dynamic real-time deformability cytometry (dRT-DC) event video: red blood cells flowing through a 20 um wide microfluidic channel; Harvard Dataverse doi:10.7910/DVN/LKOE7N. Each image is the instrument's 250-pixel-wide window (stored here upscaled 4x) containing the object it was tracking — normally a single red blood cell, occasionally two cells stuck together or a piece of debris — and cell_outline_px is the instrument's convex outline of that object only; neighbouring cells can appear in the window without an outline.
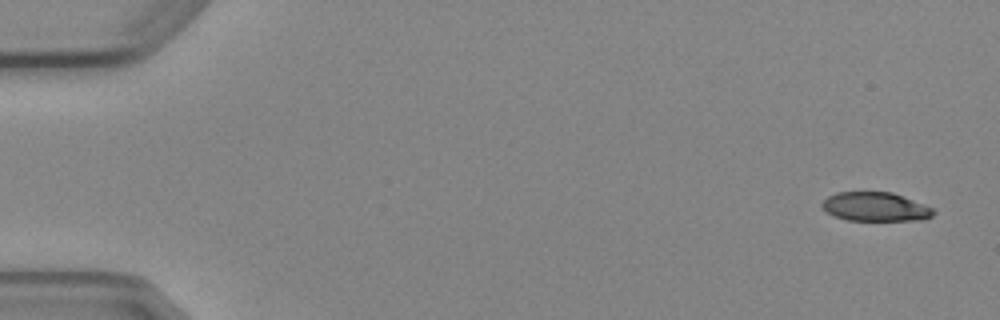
{"species": "Egyptian fruit bat (a non-hibernating species)", "species_latin": "Rousettus aegyptiacus", "temperature_condition": "cold", "stored_images_in_passage": 5, "camera_frame_rate_fps": 3000, "um_per_image_px": 0.085, "animal": {"sex": "female"}, "frame": {"image": 1, "passage_image": 1, "time_ms": 0.0, "image_size_px": [1000, 320], "cell_outline_px": [[936, 212], [932, 216], [924, 220], [848, 220], [836, 216], [828, 212], [820, 204], [828, 196], [836, 192], [892, 192], [932, 208]], "centroid_in_image_um": [74.41, 17.57], "position_along_channel_um": 10.6, "area_um2": 18.55}}
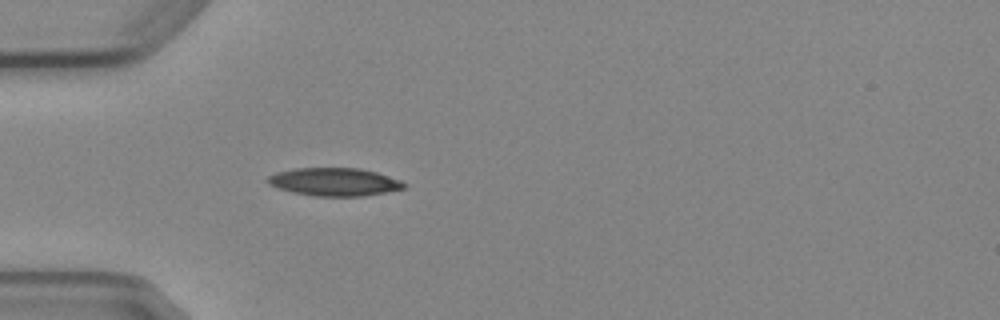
{"frame": {"image": 2, "passage_image": 5, "time_ms": 4.667, "image_size_px": [1000, 320], "cell_outline_px": [[408, 184], [404, 188], [384, 192], [360, 196], [316, 196], [292, 192], [268, 184], [264, 180], [268, 176], [276, 172], [296, 168], [360, 168], [376, 172], [400, 180]], "centroid_in_image_um": [28.39, 15.45], "position_along_channel_um": 56.6, "area_um2": 22.14}}